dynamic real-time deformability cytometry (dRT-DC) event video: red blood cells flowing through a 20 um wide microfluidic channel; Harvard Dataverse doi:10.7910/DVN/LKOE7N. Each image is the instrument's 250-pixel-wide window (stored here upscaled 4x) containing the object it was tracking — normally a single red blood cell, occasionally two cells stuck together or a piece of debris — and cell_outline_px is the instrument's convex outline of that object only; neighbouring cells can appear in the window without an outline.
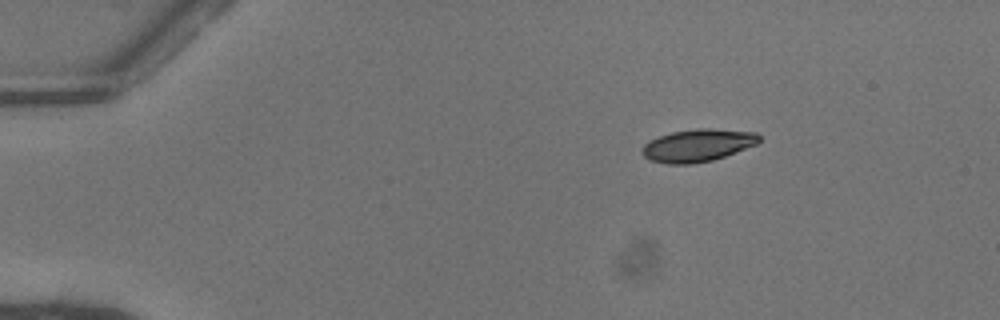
{"species": "common noctule bat (a hibernating species)", "species_latin": "Nyctalus noctula", "temperature_condition": "warm", "stored_images_in_passage": 44, "camera_frame_rate_fps": 3000, "um_per_image_px": 0.085, "animal": {"sex": "female"}, "frame": {"image": 1, "passage_image": 1, "time_ms": 0.0, "image_size_px": [1000, 320], "cell_outline_px": [[760, 140], [756, 144], [736, 152], [712, 160], [692, 164], [668, 164], [648, 160], [640, 152], [644, 144], [660, 136], [672, 132], [696, 128], [712, 128], [756, 132], [760, 136]], "centroid_in_image_um": [59.3, 12.35], "position_along_channel_um": 25.7, "area_um2": 22.2}}
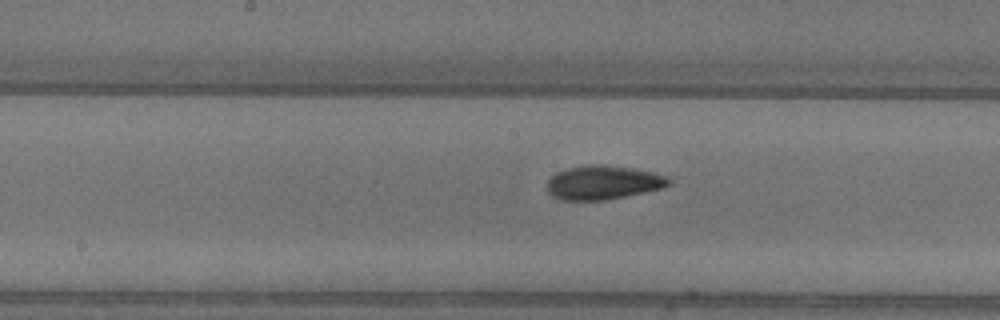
{"frame": {"image": 2, "passage_image": 20, "time_ms": 6.333, "image_size_px": [1000, 320], "cell_outline_px": [[672, 184], [664, 188], [604, 200], [560, 200], [552, 196], [548, 192], [548, 180], [556, 172], [568, 168], [588, 164], [600, 164], [632, 168], [672, 176]], "centroid_in_image_um": [51.32, 15.51], "position_along_channel_um": 196.9, "area_um2": 24.28}}
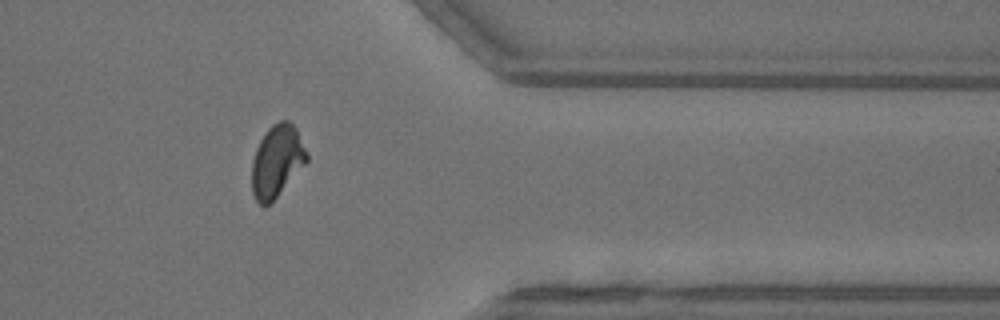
{"frame": {"image": 3, "passage_image": 35, "time_ms": 11.333, "image_size_px": [1000, 320], "cell_outline_px": [[308, 160], [276, 196], [264, 208], [256, 200], [252, 192], [252, 160], [256, 148], [260, 140], [268, 128], [272, 124], [280, 120], [288, 120], [296, 128], [308, 156]], "centroid_in_image_um": [23.51, 13.67], "position_along_channel_um": 387.9, "area_um2": 22.66}, "authors_computed_cell_mechanics": {"area_um2": 22.9755, "velocity_mm_per_s": 4.0825, "shape_relaxation_time_tau1_ms": 5.5074, "shape_relaxation_time_tau2_ms": 2.1802, "deformation_change_tau1": 0.1775, "deformation_change_tau2": 0.0781}}